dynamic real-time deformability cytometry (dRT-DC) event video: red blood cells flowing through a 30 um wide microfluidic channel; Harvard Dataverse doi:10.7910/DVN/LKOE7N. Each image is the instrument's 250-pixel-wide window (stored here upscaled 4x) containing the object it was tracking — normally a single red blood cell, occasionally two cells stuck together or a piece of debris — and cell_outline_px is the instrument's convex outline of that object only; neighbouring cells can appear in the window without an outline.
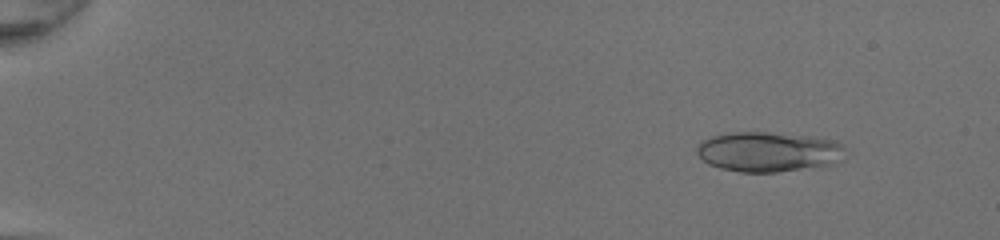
{"species": "common noctule bat (a hibernating species)", "species_latin": "Nyctalus noctula", "temperature_condition": "room temperature", "stored_images_in_passage": 49, "camera_frame_rate_fps": 3000, "um_per_image_px": 0.085, "animal": {"sex": "female", "body_mass_g": 20.0, "forearm_length_mm": 54.0}, "frame": {"image": 1, "passage_image": 6, "time_ms": 1.667, "image_size_px": [1000, 240], "cell_outline_px": [[844, 160], [836, 164], [776, 172], [740, 172], [720, 168], [708, 164], [696, 152], [696, 144], [700, 140], [712, 136], [728, 132], [768, 132], [808, 136], [836, 140], [844, 144]], "centroid_in_image_um": [65.33, 12.89], "position_along_channel_um": 19.7, "area_um2": 35.03}}
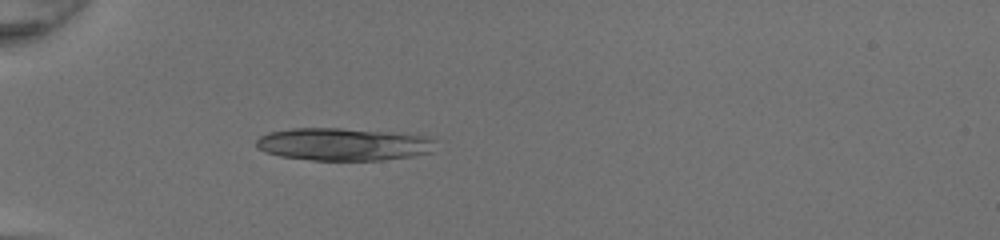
{"frame": {"image": 2, "passage_image": 17, "time_ms": 5.333, "image_size_px": [1000, 240], "cell_outline_px": [[436, 140], [432, 152], [412, 156], [384, 160], [312, 160], [280, 156], [264, 152], [256, 144], [256, 140], [260, 136], [268, 132], [292, 128], [340, 128], [396, 132], [424, 136]], "centroid_in_image_um": [29.19, 12.26], "position_along_channel_um": 55.8, "area_um2": 34.22}}